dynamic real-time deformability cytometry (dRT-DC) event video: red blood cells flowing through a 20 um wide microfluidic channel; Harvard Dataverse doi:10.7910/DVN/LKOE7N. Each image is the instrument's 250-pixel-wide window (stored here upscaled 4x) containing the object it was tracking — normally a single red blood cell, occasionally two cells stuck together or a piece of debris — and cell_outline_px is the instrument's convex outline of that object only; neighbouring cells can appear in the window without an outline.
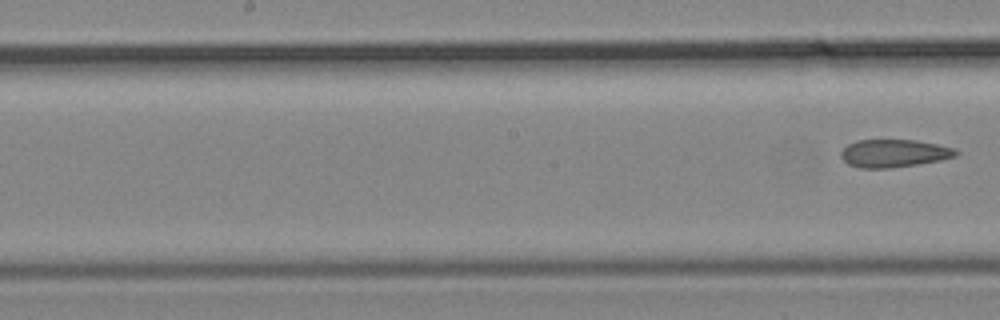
{"species": "common noctule bat (a hibernating species)", "species_latin": "Nyctalus noctula", "temperature_condition": "cold", "stored_images_in_passage": 8, "segment_of_instrument_passage": [2, 2], "camera_frame_rate_fps": 3000, "um_per_image_px": 0.085, "animal": {"sex": "male", "body_mass_g": 19.2, "forearm_length_mm": 51.8}, "frame": {"image": 1, "passage_image": 8, "time_ms": 2.333, "image_size_px": [1000, 320], "cell_outline_px": [[960, 152], [956, 156], [940, 160], [916, 164], [888, 168], [860, 168], [848, 164], [840, 156], [840, 152], [848, 144], [860, 140], [916, 140], [956, 148]], "centroid_in_image_um": [76.0, 13.03], "position_along_channel_um": 172.2, "area_um2": 18.55}}